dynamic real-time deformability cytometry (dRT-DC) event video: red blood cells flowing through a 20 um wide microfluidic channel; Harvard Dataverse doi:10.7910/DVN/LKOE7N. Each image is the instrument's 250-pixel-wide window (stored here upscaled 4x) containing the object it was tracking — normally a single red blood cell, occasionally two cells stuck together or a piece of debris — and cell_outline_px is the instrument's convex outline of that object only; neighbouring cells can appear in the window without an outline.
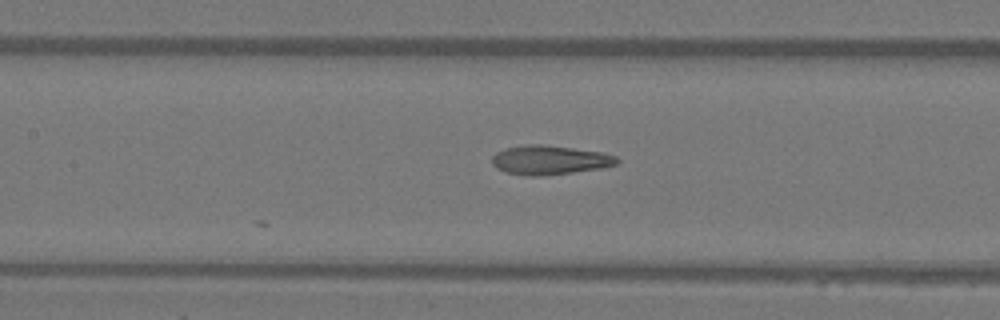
{"species": "Egyptian fruit bat (a non-hibernating species)", "species_latin": "Rousettus aegyptiacus", "temperature_condition": "warm", "stored_images_in_passage": 23, "camera_frame_rate_fps": 3000, "um_per_image_px": 0.085, "animal": {"sex": "female"}, "frame": {"image": 1, "passage_image": 23, "time_ms": 7.333, "image_size_px": [1000, 320], "cell_outline_px": [[620, 160], [616, 164], [600, 168], [572, 172], [540, 176], [528, 176], [508, 172], [496, 168], [492, 164], [492, 156], [496, 152], [504, 148], [528, 144], [544, 144], [604, 152], [616, 156]], "centroid_in_image_um": [46.72, 13.58], "position_along_channel_um": 160.7, "area_um2": 21.27}}